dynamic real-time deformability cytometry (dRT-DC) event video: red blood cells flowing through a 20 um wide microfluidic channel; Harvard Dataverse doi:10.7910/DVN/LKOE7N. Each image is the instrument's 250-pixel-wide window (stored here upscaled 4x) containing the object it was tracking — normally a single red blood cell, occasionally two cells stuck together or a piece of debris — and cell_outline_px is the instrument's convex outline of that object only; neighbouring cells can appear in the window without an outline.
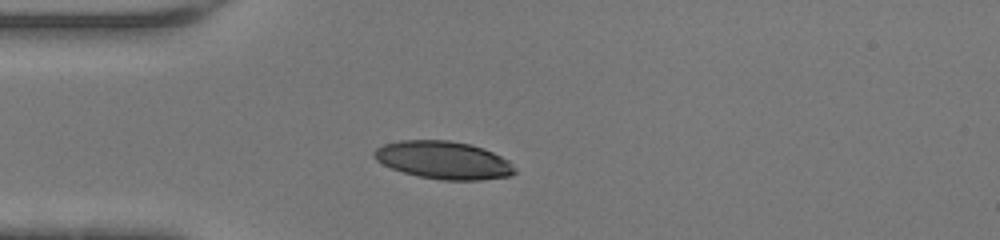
{"species": "human", "species_latin": "Homo sapiens", "temperature_condition": "warm", "stored_images_in_passage": 35, "camera_frame_rate_fps": 3000, "um_per_image_px": 0.085, "donor": {"sex": "female"}, "frame": {"image": 1, "passage_image": 1, "time_ms": 0.0, "image_size_px": [1000, 240], "cell_outline_px": [[516, 172], [508, 176], [480, 180], [444, 180], [420, 176], [404, 172], [392, 168], [376, 160], [372, 156], [372, 152], [376, 148], [384, 144], [400, 140], [448, 140], [468, 144], [492, 152], [508, 160], [516, 168]], "centroid_in_image_um": [37.68, 13.61], "position_along_channel_um": 47.3, "area_um2": 30.69}}
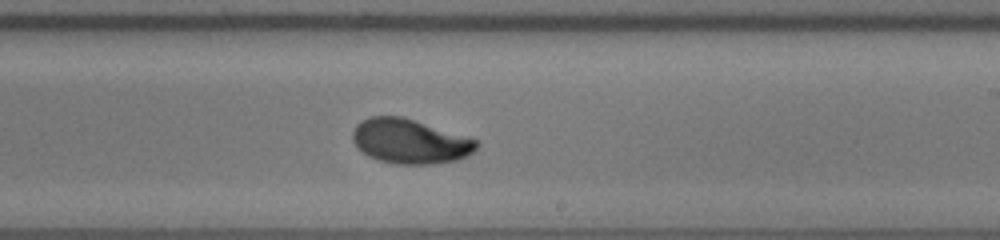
{"frame": {"image": 2, "passage_image": 16, "time_ms": 5.0, "image_size_px": [1000, 240], "cell_outline_px": [[480, 144], [472, 152], [456, 160], [432, 164], [392, 164], [376, 160], [368, 156], [356, 148], [352, 140], [352, 132], [356, 124], [368, 116], [400, 116], [476, 140]], "centroid_in_image_um": [34.75, 12.03], "position_along_channel_um": 254.3, "area_um2": 31.96}}
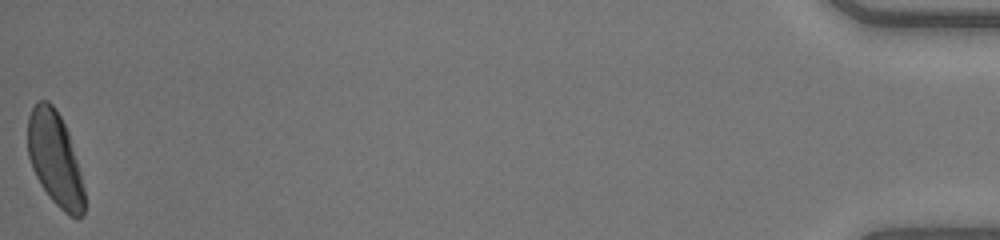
{"frame": {"image": 3, "passage_image": 35, "time_ms": 11.333, "image_size_px": [1000, 240], "cell_outline_px": [[84, 212], [80, 216], [68, 216], [48, 196], [40, 184], [32, 168], [28, 156], [28, 116], [36, 100], [48, 100], [52, 104], [60, 116], [68, 132], [80, 172], [84, 188]], "centroid_in_image_um": [4.65, 13.49], "position_along_channel_um": 430.5, "area_um2": 30.75}, "authors_computed_cell_mechanics": {"area_um2": 31.5588, "velocity_mm_per_s": 4.4421, "shape_relaxation_time_tau1_ms": 3.4234, "shape_relaxation_time_tau2_ms": 0.9006, "deformation_change_tau1": 0.179, "deformation_change_tau2": 0.0482}}